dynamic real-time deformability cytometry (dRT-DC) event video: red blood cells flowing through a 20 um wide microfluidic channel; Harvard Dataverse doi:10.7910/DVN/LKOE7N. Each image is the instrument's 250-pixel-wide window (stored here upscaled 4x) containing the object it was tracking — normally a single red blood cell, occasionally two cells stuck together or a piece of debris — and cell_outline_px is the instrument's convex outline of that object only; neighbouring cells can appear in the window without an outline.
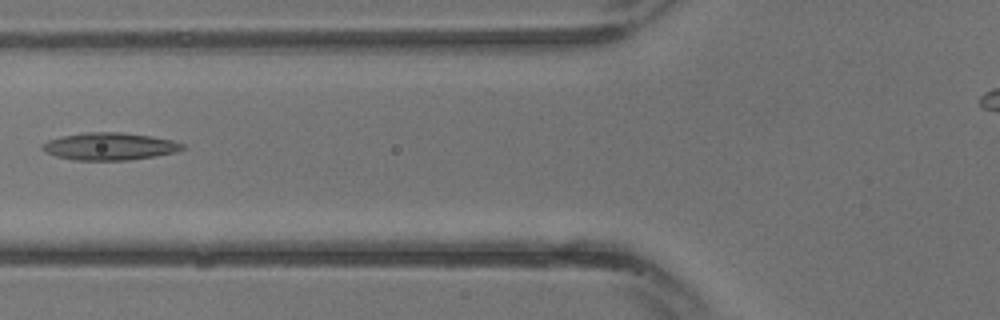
{"species": "common noctule bat (a hibernating species)", "species_latin": "Nyctalus noctula", "temperature_condition": "warm", "stored_images_in_passage": 5, "camera_frame_rate_fps": 3000, "um_per_image_px": 0.085, "animal": {"sex": "male", "body_mass_g": 13.3}, "frame": {"image": 1, "passage_image": 4, "time_ms": 1.0, "image_size_px": [1000, 320], "cell_outline_px": [[188, 148], [176, 152], [128, 160], [76, 160], [56, 156], [40, 148], [40, 144], [48, 140], [60, 136], [84, 132], [124, 132], [152, 136], [172, 140], [184, 144]], "centroid_in_image_um": [9.32, 12.43], "position_along_channel_um": 116.5, "area_um2": 22.48}}